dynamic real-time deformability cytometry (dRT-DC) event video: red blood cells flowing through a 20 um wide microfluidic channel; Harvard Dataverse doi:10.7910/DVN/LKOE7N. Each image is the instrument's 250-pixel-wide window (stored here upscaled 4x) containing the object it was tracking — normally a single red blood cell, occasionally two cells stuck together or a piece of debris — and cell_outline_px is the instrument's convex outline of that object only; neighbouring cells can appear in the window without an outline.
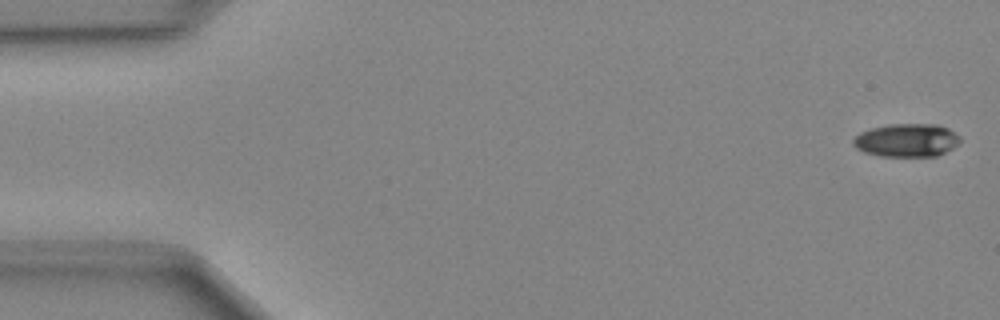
{"species": "Egyptian fruit bat (a non-hibernating species)", "species_latin": "Rousettus aegyptiacus", "temperature_condition": "cold", "stored_images_in_passage": 49, "camera_frame_rate_fps": 3000, "um_per_image_px": 0.085, "animal": {"sex": "female"}, "frame": {"image": 1, "passage_image": 1, "time_ms": 0.0, "image_size_px": [1000, 320], "cell_outline_px": [[960, 140], [952, 148], [936, 156], [880, 156], [864, 152], [856, 148], [852, 144], [852, 140], [860, 132], [872, 128], [888, 124], [940, 124], [948, 128], [960, 136]], "centroid_in_image_um": [77.05, 11.91], "position_along_channel_um": 7.9, "area_um2": 20.69}}
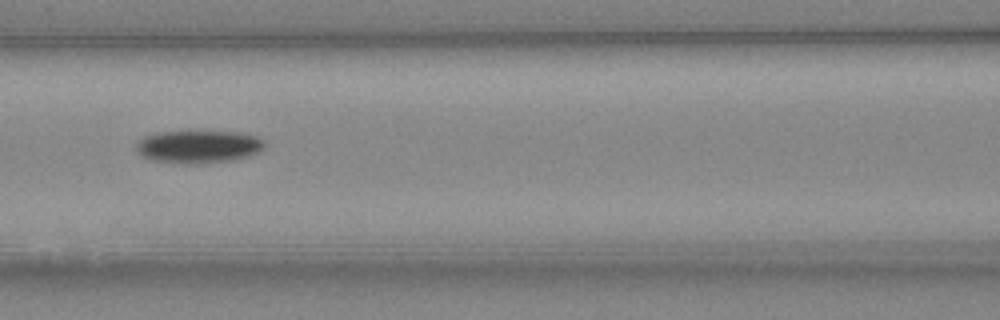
{"frame": {"image": 2, "passage_image": 21, "time_ms": 6.667, "image_size_px": [1000, 320], "cell_outline_px": [[268, 144], [264, 148], [248, 156], [232, 160], [188, 164], [152, 160], [140, 156], [136, 152], [136, 144], [144, 136], [156, 132], [188, 128], [200, 128], [240, 132], [256, 136], [264, 140]], "centroid_in_image_um": [16.85, 12.39], "position_along_channel_um": 149.8, "area_um2": 25.84}}
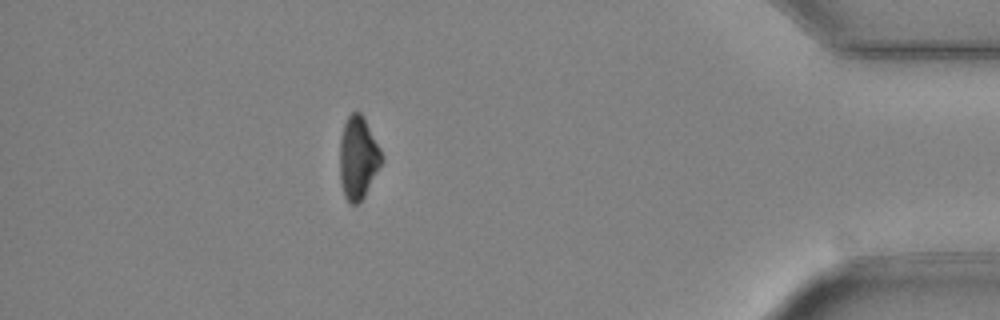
{"frame": {"image": 3, "passage_image": 43, "time_ms": 14.0, "image_size_px": [1000, 320], "cell_outline_px": [[384, 160], [364, 196], [356, 204], [352, 204], [344, 196], [340, 184], [340, 140], [344, 124], [348, 116], [352, 112], [360, 112], [364, 116], [384, 156]], "centroid_in_image_um": [30.45, 13.4], "position_along_channel_um": 404.8, "area_um2": 20.23}}